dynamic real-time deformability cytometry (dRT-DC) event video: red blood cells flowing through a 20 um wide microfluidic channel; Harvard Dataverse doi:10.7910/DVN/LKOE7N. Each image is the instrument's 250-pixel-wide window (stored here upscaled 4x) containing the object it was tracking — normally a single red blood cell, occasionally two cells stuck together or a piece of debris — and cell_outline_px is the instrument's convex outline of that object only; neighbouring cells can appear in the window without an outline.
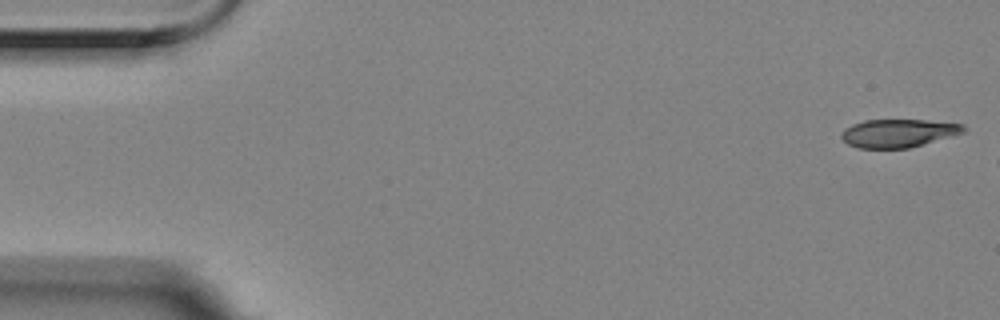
{"species": "Egyptian fruit bat (a non-hibernating species)", "species_latin": "Rousettus aegyptiacus", "temperature_condition": "room temperature", "stored_images_in_passage": 8, "camera_frame_rate_fps": 3000, "um_per_image_px": 0.085, "animal": {"sex": "female"}, "frame": {"image": 1, "passage_image": 1, "time_ms": 0.0, "image_size_px": [1000, 320], "cell_outline_px": [[968, 128], [964, 132], [952, 136], [908, 148], [856, 148], [848, 144], [840, 136], [844, 128], [852, 124], [864, 120], [924, 120], [964, 124]], "centroid_in_image_um": [76.35, 11.31], "position_along_channel_um": 8.7, "area_um2": 20.06}}